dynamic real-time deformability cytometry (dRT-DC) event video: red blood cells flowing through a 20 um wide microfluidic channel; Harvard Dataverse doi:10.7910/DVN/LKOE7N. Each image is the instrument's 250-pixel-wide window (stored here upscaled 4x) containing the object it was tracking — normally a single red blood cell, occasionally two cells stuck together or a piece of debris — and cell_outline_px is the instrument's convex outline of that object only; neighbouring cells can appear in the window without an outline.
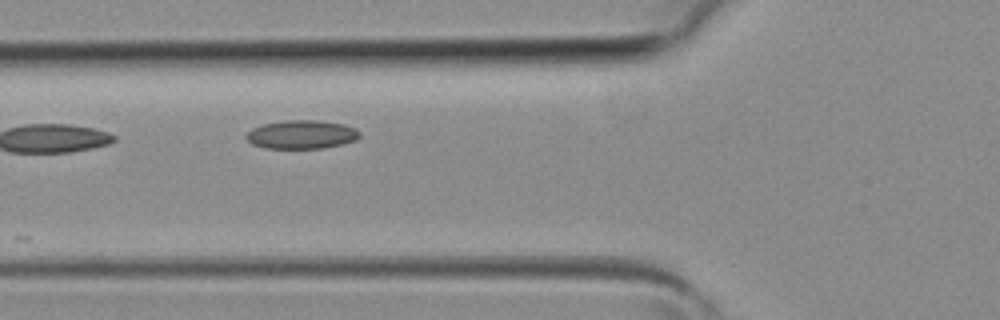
{"species": "common noctule bat (a hibernating species)", "species_latin": "Nyctalus noctula", "temperature_condition": "room temperature", "stored_images_in_passage": 4, "camera_frame_rate_fps": 3000, "um_per_image_px": 0.085, "animal": {"sex": "female", "body_mass_g": 19.3, "forearm_length_mm": 54.1}, "frame": {"image": 1, "passage_image": 4, "time_ms": 1.0, "image_size_px": [1000, 320], "cell_outline_px": [[360, 136], [356, 140], [324, 148], [264, 148], [252, 144], [244, 136], [252, 128], [260, 124], [284, 120], [316, 120], [344, 124], [356, 128], [360, 132]], "centroid_in_image_um": [25.62, 11.42], "position_along_channel_um": 100.2, "area_um2": 19.02}}